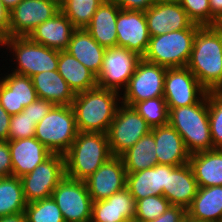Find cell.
<instances>
[{
    "label": "cell",
    "mask_w": 222,
    "mask_h": 222,
    "mask_svg": "<svg viewBox=\"0 0 222 222\" xmlns=\"http://www.w3.org/2000/svg\"><path fill=\"white\" fill-rule=\"evenodd\" d=\"M207 91H222V31L200 27L186 66Z\"/></svg>",
    "instance_id": "6da1fadb"
},
{
    "label": "cell",
    "mask_w": 222,
    "mask_h": 222,
    "mask_svg": "<svg viewBox=\"0 0 222 222\" xmlns=\"http://www.w3.org/2000/svg\"><path fill=\"white\" fill-rule=\"evenodd\" d=\"M121 93L96 86L75 94L71 104L78 132L107 133L121 103Z\"/></svg>",
    "instance_id": "7a4b0ae2"
},
{
    "label": "cell",
    "mask_w": 222,
    "mask_h": 222,
    "mask_svg": "<svg viewBox=\"0 0 222 222\" xmlns=\"http://www.w3.org/2000/svg\"><path fill=\"white\" fill-rule=\"evenodd\" d=\"M111 157L106 133L78 132L64 154L65 176L84 181Z\"/></svg>",
    "instance_id": "3957f363"
},
{
    "label": "cell",
    "mask_w": 222,
    "mask_h": 222,
    "mask_svg": "<svg viewBox=\"0 0 222 222\" xmlns=\"http://www.w3.org/2000/svg\"><path fill=\"white\" fill-rule=\"evenodd\" d=\"M169 109V124L181 135L190 154L213 149L207 94L196 104Z\"/></svg>",
    "instance_id": "277c9868"
},
{
    "label": "cell",
    "mask_w": 222,
    "mask_h": 222,
    "mask_svg": "<svg viewBox=\"0 0 222 222\" xmlns=\"http://www.w3.org/2000/svg\"><path fill=\"white\" fill-rule=\"evenodd\" d=\"M200 27L193 23L187 29L150 36L143 59L165 68L186 67L193 49L195 34Z\"/></svg>",
    "instance_id": "5b68a950"
},
{
    "label": "cell",
    "mask_w": 222,
    "mask_h": 222,
    "mask_svg": "<svg viewBox=\"0 0 222 222\" xmlns=\"http://www.w3.org/2000/svg\"><path fill=\"white\" fill-rule=\"evenodd\" d=\"M78 130L73 109L55 105L35 128V138L52 153L64 155L76 139Z\"/></svg>",
    "instance_id": "8992f818"
},
{
    "label": "cell",
    "mask_w": 222,
    "mask_h": 222,
    "mask_svg": "<svg viewBox=\"0 0 222 222\" xmlns=\"http://www.w3.org/2000/svg\"><path fill=\"white\" fill-rule=\"evenodd\" d=\"M5 45L17 64L11 70L14 73L32 77L44 71L57 70L59 50L33 42L28 36L5 38Z\"/></svg>",
    "instance_id": "52a82bcc"
},
{
    "label": "cell",
    "mask_w": 222,
    "mask_h": 222,
    "mask_svg": "<svg viewBox=\"0 0 222 222\" xmlns=\"http://www.w3.org/2000/svg\"><path fill=\"white\" fill-rule=\"evenodd\" d=\"M151 130L134 107L121 103L106 133L112 155L120 157Z\"/></svg>",
    "instance_id": "ba28073f"
},
{
    "label": "cell",
    "mask_w": 222,
    "mask_h": 222,
    "mask_svg": "<svg viewBox=\"0 0 222 222\" xmlns=\"http://www.w3.org/2000/svg\"><path fill=\"white\" fill-rule=\"evenodd\" d=\"M64 177V155L52 153L33 171L20 178L26 203L51 197L52 192Z\"/></svg>",
    "instance_id": "9c48e42d"
},
{
    "label": "cell",
    "mask_w": 222,
    "mask_h": 222,
    "mask_svg": "<svg viewBox=\"0 0 222 222\" xmlns=\"http://www.w3.org/2000/svg\"><path fill=\"white\" fill-rule=\"evenodd\" d=\"M167 68L144 60L138 62L127 87L121 93V103L134 106L136 103L155 97H163Z\"/></svg>",
    "instance_id": "30bf717a"
},
{
    "label": "cell",
    "mask_w": 222,
    "mask_h": 222,
    "mask_svg": "<svg viewBox=\"0 0 222 222\" xmlns=\"http://www.w3.org/2000/svg\"><path fill=\"white\" fill-rule=\"evenodd\" d=\"M51 197L59 207L65 222H90L93 201L85 181L65 176Z\"/></svg>",
    "instance_id": "8fae6325"
},
{
    "label": "cell",
    "mask_w": 222,
    "mask_h": 222,
    "mask_svg": "<svg viewBox=\"0 0 222 222\" xmlns=\"http://www.w3.org/2000/svg\"><path fill=\"white\" fill-rule=\"evenodd\" d=\"M141 59L138 54L124 47L106 48L97 86L122 93Z\"/></svg>",
    "instance_id": "7c38bea8"
},
{
    "label": "cell",
    "mask_w": 222,
    "mask_h": 222,
    "mask_svg": "<svg viewBox=\"0 0 222 222\" xmlns=\"http://www.w3.org/2000/svg\"><path fill=\"white\" fill-rule=\"evenodd\" d=\"M207 92L187 67L167 68L163 97L168 108L196 104Z\"/></svg>",
    "instance_id": "4fadbf2b"
},
{
    "label": "cell",
    "mask_w": 222,
    "mask_h": 222,
    "mask_svg": "<svg viewBox=\"0 0 222 222\" xmlns=\"http://www.w3.org/2000/svg\"><path fill=\"white\" fill-rule=\"evenodd\" d=\"M60 7L49 0H22L10 11L9 37H27L40 24L55 16Z\"/></svg>",
    "instance_id": "5bb4252c"
},
{
    "label": "cell",
    "mask_w": 222,
    "mask_h": 222,
    "mask_svg": "<svg viewBox=\"0 0 222 222\" xmlns=\"http://www.w3.org/2000/svg\"><path fill=\"white\" fill-rule=\"evenodd\" d=\"M116 31L117 46L143 58L150 40L144 11L121 9L117 16Z\"/></svg>",
    "instance_id": "9a60e30c"
},
{
    "label": "cell",
    "mask_w": 222,
    "mask_h": 222,
    "mask_svg": "<svg viewBox=\"0 0 222 222\" xmlns=\"http://www.w3.org/2000/svg\"><path fill=\"white\" fill-rule=\"evenodd\" d=\"M144 13L150 36L187 29L193 24L178 0H159Z\"/></svg>",
    "instance_id": "2e32d148"
},
{
    "label": "cell",
    "mask_w": 222,
    "mask_h": 222,
    "mask_svg": "<svg viewBox=\"0 0 222 222\" xmlns=\"http://www.w3.org/2000/svg\"><path fill=\"white\" fill-rule=\"evenodd\" d=\"M126 169L121 157L113 156L85 181L93 202L109 198L126 187Z\"/></svg>",
    "instance_id": "e0dca14e"
},
{
    "label": "cell",
    "mask_w": 222,
    "mask_h": 222,
    "mask_svg": "<svg viewBox=\"0 0 222 222\" xmlns=\"http://www.w3.org/2000/svg\"><path fill=\"white\" fill-rule=\"evenodd\" d=\"M6 74L0 83V105L12 116L22 112L38 96L31 77L12 71Z\"/></svg>",
    "instance_id": "ac0fdd59"
},
{
    "label": "cell",
    "mask_w": 222,
    "mask_h": 222,
    "mask_svg": "<svg viewBox=\"0 0 222 222\" xmlns=\"http://www.w3.org/2000/svg\"><path fill=\"white\" fill-rule=\"evenodd\" d=\"M12 176L21 178L45 161L52 152L35 137L8 140Z\"/></svg>",
    "instance_id": "d6986e66"
},
{
    "label": "cell",
    "mask_w": 222,
    "mask_h": 222,
    "mask_svg": "<svg viewBox=\"0 0 222 222\" xmlns=\"http://www.w3.org/2000/svg\"><path fill=\"white\" fill-rule=\"evenodd\" d=\"M198 188L189 163L180 166L168 165L167 188L163 189V196L171 205L180 206L187 210L192 204Z\"/></svg>",
    "instance_id": "ffe728a7"
},
{
    "label": "cell",
    "mask_w": 222,
    "mask_h": 222,
    "mask_svg": "<svg viewBox=\"0 0 222 222\" xmlns=\"http://www.w3.org/2000/svg\"><path fill=\"white\" fill-rule=\"evenodd\" d=\"M156 143L157 164L180 166L189 163L188 152L181 135L170 124L152 128Z\"/></svg>",
    "instance_id": "44dd1931"
},
{
    "label": "cell",
    "mask_w": 222,
    "mask_h": 222,
    "mask_svg": "<svg viewBox=\"0 0 222 222\" xmlns=\"http://www.w3.org/2000/svg\"><path fill=\"white\" fill-rule=\"evenodd\" d=\"M135 199L125 187L109 198L92 203L90 222H121L134 220Z\"/></svg>",
    "instance_id": "7402d4cb"
},
{
    "label": "cell",
    "mask_w": 222,
    "mask_h": 222,
    "mask_svg": "<svg viewBox=\"0 0 222 222\" xmlns=\"http://www.w3.org/2000/svg\"><path fill=\"white\" fill-rule=\"evenodd\" d=\"M168 165L156 164L151 168L127 173L126 188L137 200L148 196L163 195V189L167 188Z\"/></svg>",
    "instance_id": "603a6c76"
},
{
    "label": "cell",
    "mask_w": 222,
    "mask_h": 222,
    "mask_svg": "<svg viewBox=\"0 0 222 222\" xmlns=\"http://www.w3.org/2000/svg\"><path fill=\"white\" fill-rule=\"evenodd\" d=\"M76 28L60 10L55 16L38 25L28 36L33 42L64 51Z\"/></svg>",
    "instance_id": "cb8c5ba5"
},
{
    "label": "cell",
    "mask_w": 222,
    "mask_h": 222,
    "mask_svg": "<svg viewBox=\"0 0 222 222\" xmlns=\"http://www.w3.org/2000/svg\"><path fill=\"white\" fill-rule=\"evenodd\" d=\"M105 50L106 48L99 45L85 28H81L73 31L65 51L98 76Z\"/></svg>",
    "instance_id": "d4e9b609"
},
{
    "label": "cell",
    "mask_w": 222,
    "mask_h": 222,
    "mask_svg": "<svg viewBox=\"0 0 222 222\" xmlns=\"http://www.w3.org/2000/svg\"><path fill=\"white\" fill-rule=\"evenodd\" d=\"M120 10L115 3L104 0L85 28L93 39L105 48L117 46L116 21Z\"/></svg>",
    "instance_id": "484cf974"
},
{
    "label": "cell",
    "mask_w": 222,
    "mask_h": 222,
    "mask_svg": "<svg viewBox=\"0 0 222 222\" xmlns=\"http://www.w3.org/2000/svg\"><path fill=\"white\" fill-rule=\"evenodd\" d=\"M189 164L198 187L222 186V149L191 154Z\"/></svg>",
    "instance_id": "4316f807"
},
{
    "label": "cell",
    "mask_w": 222,
    "mask_h": 222,
    "mask_svg": "<svg viewBox=\"0 0 222 222\" xmlns=\"http://www.w3.org/2000/svg\"><path fill=\"white\" fill-rule=\"evenodd\" d=\"M31 80L38 98L48 100L54 105L71 106L75 94L57 70L35 74Z\"/></svg>",
    "instance_id": "83f0119b"
},
{
    "label": "cell",
    "mask_w": 222,
    "mask_h": 222,
    "mask_svg": "<svg viewBox=\"0 0 222 222\" xmlns=\"http://www.w3.org/2000/svg\"><path fill=\"white\" fill-rule=\"evenodd\" d=\"M187 216L200 222H222V186L199 187Z\"/></svg>",
    "instance_id": "f1b7e54d"
},
{
    "label": "cell",
    "mask_w": 222,
    "mask_h": 222,
    "mask_svg": "<svg viewBox=\"0 0 222 222\" xmlns=\"http://www.w3.org/2000/svg\"><path fill=\"white\" fill-rule=\"evenodd\" d=\"M57 71L74 94L97 86V76L65 50L59 51Z\"/></svg>",
    "instance_id": "f546056e"
},
{
    "label": "cell",
    "mask_w": 222,
    "mask_h": 222,
    "mask_svg": "<svg viewBox=\"0 0 222 222\" xmlns=\"http://www.w3.org/2000/svg\"><path fill=\"white\" fill-rule=\"evenodd\" d=\"M126 173L151 168L157 164L156 143L153 131L141 137L130 149L121 156Z\"/></svg>",
    "instance_id": "4dcf8cb0"
},
{
    "label": "cell",
    "mask_w": 222,
    "mask_h": 222,
    "mask_svg": "<svg viewBox=\"0 0 222 222\" xmlns=\"http://www.w3.org/2000/svg\"><path fill=\"white\" fill-rule=\"evenodd\" d=\"M26 204L21 179L0 177V218L24 213Z\"/></svg>",
    "instance_id": "1f68e13d"
},
{
    "label": "cell",
    "mask_w": 222,
    "mask_h": 222,
    "mask_svg": "<svg viewBox=\"0 0 222 222\" xmlns=\"http://www.w3.org/2000/svg\"><path fill=\"white\" fill-rule=\"evenodd\" d=\"M104 0H66L60 7L62 13L76 29L86 28L97 8Z\"/></svg>",
    "instance_id": "d6a6232c"
},
{
    "label": "cell",
    "mask_w": 222,
    "mask_h": 222,
    "mask_svg": "<svg viewBox=\"0 0 222 222\" xmlns=\"http://www.w3.org/2000/svg\"><path fill=\"white\" fill-rule=\"evenodd\" d=\"M24 213L27 222H65L52 197L27 203Z\"/></svg>",
    "instance_id": "836d02e7"
},
{
    "label": "cell",
    "mask_w": 222,
    "mask_h": 222,
    "mask_svg": "<svg viewBox=\"0 0 222 222\" xmlns=\"http://www.w3.org/2000/svg\"><path fill=\"white\" fill-rule=\"evenodd\" d=\"M133 107L152 128L169 124V109L164 97L144 100Z\"/></svg>",
    "instance_id": "e575fe53"
},
{
    "label": "cell",
    "mask_w": 222,
    "mask_h": 222,
    "mask_svg": "<svg viewBox=\"0 0 222 222\" xmlns=\"http://www.w3.org/2000/svg\"><path fill=\"white\" fill-rule=\"evenodd\" d=\"M163 195L148 196L135 203V222H150L159 218L170 206Z\"/></svg>",
    "instance_id": "d590c367"
},
{
    "label": "cell",
    "mask_w": 222,
    "mask_h": 222,
    "mask_svg": "<svg viewBox=\"0 0 222 222\" xmlns=\"http://www.w3.org/2000/svg\"><path fill=\"white\" fill-rule=\"evenodd\" d=\"M207 99L213 149H222V91H208Z\"/></svg>",
    "instance_id": "8d00e7d4"
},
{
    "label": "cell",
    "mask_w": 222,
    "mask_h": 222,
    "mask_svg": "<svg viewBox=\"0 0 222 222\" xmlns=\"http://www.w3.org/2000/svg\"><path fill=\"white\" fill-rule=\"evenodd\" d=\"M190 20L201 27L211 26L209 0H178Z\"/></svg>",
    "instance_id": "74e56055"
},
{
    "label": "cell",
    "mask_w": 222,
    "mask_h": 222,
    "mask_svg": "<svg viewBox=\"0 0 222 222\" xmlns=\"http://www.w3.org/2000/svg\"><path fill=\"white\" fill-rule=\"evenodd\" d=\"M35 121L25 112H20L11 116L8 140H17L35 136Z\"/></svg>",
    "instance_id": "f35d334b"
},
{
    "label": "cell",
    "mask_w": 222,
    "mask_h": 222,
    "mask_svg": "<svg viewBox=\"0 0 222 222\" xmlns=\"http://www.w3.org/2000/svg\"><path fill=\"white\" fill-rule=\"evenodd\" d=\"M54 106L55 105L50 101L38 98L36 101L25 107L23 112H25L33 121H35V124H37Z\"/></svg>",
    "instance_id": "ab89813d"
},
{
    "label": "cell",
    "mask_w": 222,
    "mask_h": 222,
    "mask_svg": "<svg viewBox=\"0 0 222 222\" xmlns=\"http://www.w3.org/2000/svg\"><path fill=\"white\" fill-rule=\"evenodd\" d=\"M12 176V160L7 141H0V177Z\"/></svg>",
    "instance_id": "60d3db41"
},
{
    "label": "cell",
    "mask_w": 222,
    "mask_h": 222,
    "mask_svg": "<svg viewBox=\"0 0 222 222\" xmlns=\"http://www.w3.org/2000/svg\"><path fill=\"white\" fill-rule=\"evenodd\" d=\"M187 217V210L180 206L170 205L159 217L150 222H183Z\"/></svg>",
    "instance_id": "b9f144b4"
},
{
    "label": "cell",
    "mask_w": 222,
    "mask_h": 222,
    "mask_svg": "<svg viewBox=\"0 0 222 222\" xmlns=\"http://www.w3.org/2000/svg\"><path fill=\"white\" fill-rule=\"evenodd\" d=\"M123 10L146 11L159 0H108Z\"/></svg>",
    "instance_id": "7bdbcfd3"
},
{
    "label": "cell",
    "mask_w": 222,
    "mask_h": 222,
    "mask_svg": "<svg viewBox=\"0 0 222 222\" xmlns=\"http://www.w3.org/2000/svg\"><path fill=\"white\" fill-rule=\"evenodd\" d=\"M10 28V11L3 5L0 0V33L5 37L9 38Z\"/></svg>",
    "instance_id": "ee69618b"
},
{
    "label": "cell",
    "mask_w": 222,
    "mask_h": 222,
    "mask_svg": "<svg viewBox=\"0 0 222 222\" xmlns=\"http://www.w3.org/2000/svg\"><path fill=\"white\" fill-rule=\"evenodd\" d=\"M11 115L0 105V141H8Z\"/></svg>",
    "instance_id": "f6af8a7d"
},
{
    "label": "cell",
    "mask_w": 222,
    "mask_h": 222,
    "mask_svg": "<svg viewBox=\"0 0 222 222\" xmlns=\"http://www.w3.org/2000/svg\"><path fill=\"white\" fill-rule=\"evenodd\" d=\"M211 9V26H216L222 17V0H209Z\"/></svg>",
    "instance_id": "bcb514c9"
},
{
    "label": "cell",
    "mask_w": 222,
    "mask_h": 222,
    "mask_svg": "<svg viewBox=\"0 0 222 222\" xmlns=\"http://www.w3.org/2000/svg\"><path fill=\"white\" fill-rule=\"evenodd\" d=\"M0 222H27L25 213L4 216L0 218Z\"/></svg>",
    "instance_id": "7dc6e473"
},
{
    "label": "cell",
    "mask_w": 222,
    "mask_h": 222,
    "mask_svg": "<svg viewBox=\"0 0 222 222\" xmlns=\"http://www.w3.org/2000/svg\"><path fill=\"white\" fill-rule=\"evenodd\" d=\"M1 1L9 11H12L22 0H1Z\"/></svg>",
    "instance_id": "c3c4849f"
},
{
    "label": "cell",
    "mask_w": 222,
    "mask_h": 222,
    "mask_svg": "<svg viewBox=\"0 0 222 222\" xmlns=\"http://www.w3.org/2000/svg\"><path fill=\"white\" fill-rule=\"evenodd\" d=\"M49 1H52L54 3H56L59 7H61L66 0H49Z\"/></svg>",
    "instance_id": "681fc988"
},
{
    "label": "cell",
    "mask_w": 222,
    "mask_h": 222,
    "mask_svg": "<svg viewBox=\"0 0 222 222\" xmlns=\"http://www.w3.org/2000/svg\"><path fill=\"white\" fill-rule=\"evenodd\" d=\"M216 26L222 31V17L218 20Z\"/></svg>",
    "instance_id": "f907efd6"
},
{
    "label": "cell",
    "mask_w": 222,
    "mask_h": 222,
    "mask_svg": "<svg viewBox=\"0 0 222 222\" xmlns=\"http://www.w3.org/2000/svg\"><path fill=\"white\" fill-rule=\"evenodd\" d=\"M0 45H5V37L0 33Z\"/></svg>",
    "instance_id": "816d5d0a"
},
{
    "label": "cell",
    "mask_w": 222,
    "mask_h": 222,
    "mask_svg": "<svg viewBox=\"0 0 222 222\" xmlns=\"http://www.w3.org/2000/svg\"><path fill=\"white\" fill-rule=\"evenodd\" d=\"M184 222H200L190 219L188 216L184 219Z\"/></svg>",
    "instance_id": "f5cc1de1"
},
{
    "label": "cell",
    "mask_w": 222,
    "mask_h": 222,
    "mask_svg": "<svg viewBox=\"0 0 222 222\" xmlns=\"http://www.w3.org/2000/svg\"><path fill=\"white\" fill-rule=\"evenodd\" d=\"M121 222H135L134 220H124V221H121Z\"/></svg>",
    "instance_id": "db71d44e"
}]
</instances>
